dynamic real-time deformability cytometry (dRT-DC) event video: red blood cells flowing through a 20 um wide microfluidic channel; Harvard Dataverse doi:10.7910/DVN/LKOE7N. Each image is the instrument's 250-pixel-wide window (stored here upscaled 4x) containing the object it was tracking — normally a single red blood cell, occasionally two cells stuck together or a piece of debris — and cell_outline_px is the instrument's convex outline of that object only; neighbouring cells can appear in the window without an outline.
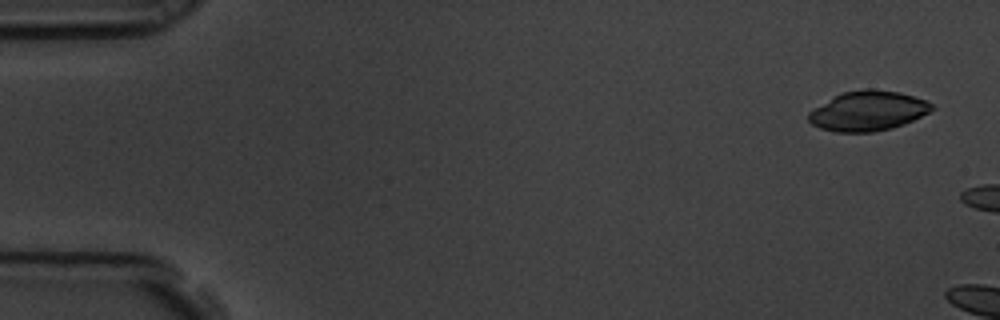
{"species": "common noctule bat (a hibernating species)", "species_latin": "Nyctalus noctula", "temperature_condition": "room temperature", "stored_images_in_passage": 2, "camera_frame_rate_fps": 3000, "um_per_image_px": 0.085, "animal": {"sex": "male", "body_mass_g": 19.5, "forearm_length_mm": 54.6}, "frame": {"image": 1, "passage_image": 1, "time_ms": 0.0, "image_size_px": [1000, 320], "cell_outline_px": [[936, 108], [904, 124], [892, 128], [876, 132], [836, 132], [820, 128], [812, 124], [808, 120], [808, 112], [840, 92], [864, 88], [868, 88], [900, 92], [924, 100], [932, 104]], "centroid_in_image_um": [73.75, 9.42], "position_along_channel_um": 11.2, "area_um2": 28.61}}